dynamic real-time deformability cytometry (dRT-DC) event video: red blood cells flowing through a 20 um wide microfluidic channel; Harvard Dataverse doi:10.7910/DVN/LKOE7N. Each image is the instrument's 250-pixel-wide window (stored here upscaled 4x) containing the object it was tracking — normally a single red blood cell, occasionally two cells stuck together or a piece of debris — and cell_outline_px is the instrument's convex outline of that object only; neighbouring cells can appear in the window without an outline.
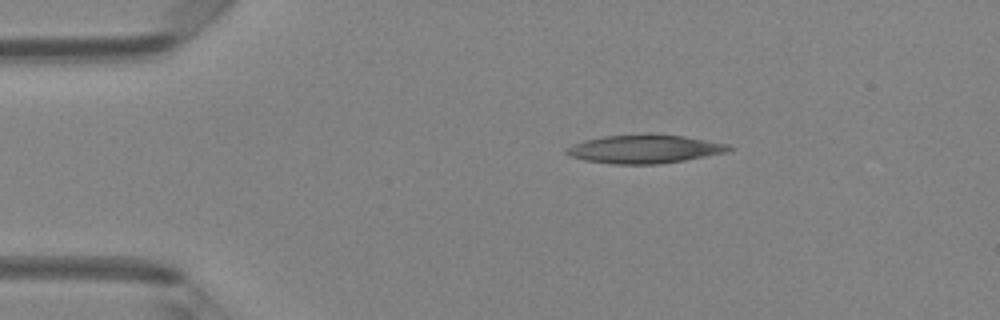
{"species": "Egyptian fruit bat (a non-hibernating species)", "species_latin": "Rousettus aegyptiacus", "temperature_condition": "room temperature", "stored_images_in_passage": 3, "camera_frame_rate_fps": 3000, "um_per_image_px": 0.085, "animal": {"sex": "female"}, "frame": {"image": 1, "passage_image": 1, "time_ms": 0.0, "image_size_px": [1000, 320], "cell_outline_px": [[736, 148], [728, 152], [684, 160], [656, 164], [612, 164], [584, 160], [568, 156], [564, 152], [564, 148], [572, 144], [584, 140], [604, 136], [644, 132], [648, 132], [684, 136], [728, 144]], "centroid_in_image_um": [54.75, 12.64], "position_along_channel_um": 30.2, "area_um2": 27.63}}
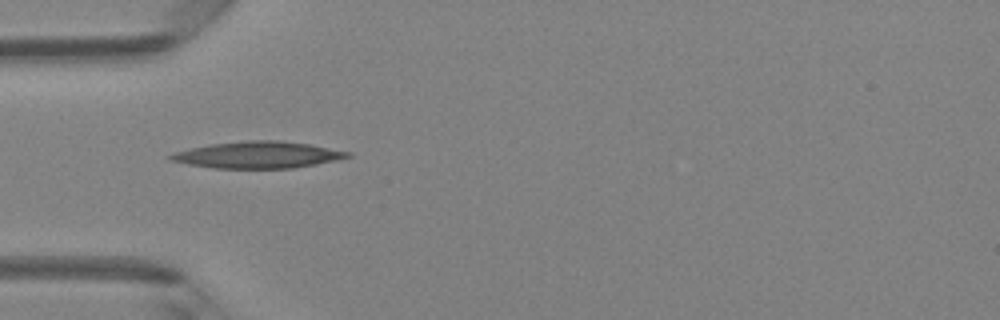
{"frame": {"image": 2, "passage_image": 2, "time_ms": 0.333, "image_size_px": [1000, 320], "cell_outline_px": [[352, 156], [336, 160], [316, 164], [292, 168], [212, 168], [188, 164], [168, 160], [164, 156], [176, 152], [208, 144], [248, 140], [280, 140], [308, 144], [352, 152]], "centroid_in_image_um": [21.89, 13.16], "position_along_channel_um": 63.1, "area_um2": 27.57}}
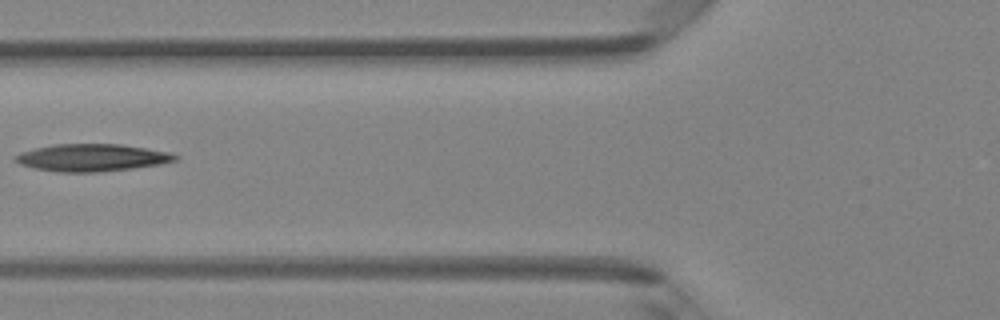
{"frame": {"image": 3, "passage_image": 3, "time_ms": 0.667, "image_size_px": [1000, 320], "cell_outline_px": [[180, 160], [160, 164], [132, 168], [100, 172], [56, 172], [36, 168], [20, 164], [16, 160], [16, 156], [20, 152], [36, 148], [56, 144], [120, 144], [168, 152], [180, 156]], "centroid_in_image_um": [7.86, 13.4], "position_along_channel_um": 117.9, "area_um2": 25.26}}